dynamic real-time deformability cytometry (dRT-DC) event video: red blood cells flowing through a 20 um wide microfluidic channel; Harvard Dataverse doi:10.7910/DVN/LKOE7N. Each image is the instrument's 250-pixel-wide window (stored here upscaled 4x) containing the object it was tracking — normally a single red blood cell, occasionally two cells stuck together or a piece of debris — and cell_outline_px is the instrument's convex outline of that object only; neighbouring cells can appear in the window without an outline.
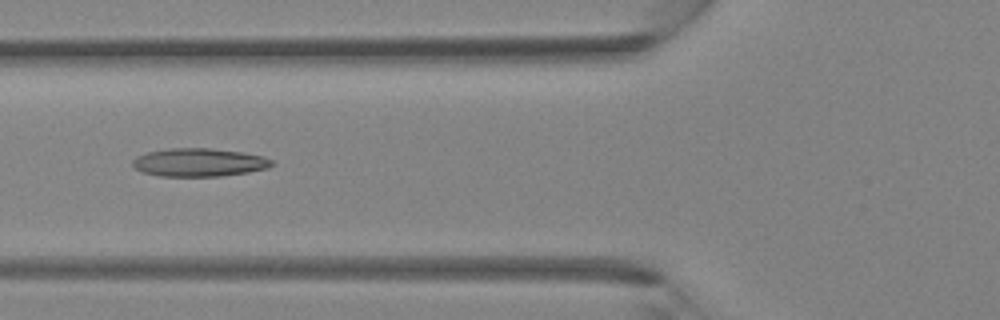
{"species": "Egyptian fruit bat (a non-hibernating species)", "species_latin": "Rousettus aegyptiacus", "temperature_condition": "room temperature", "stored_images_in_passage": 5, "camera_frame_rate_fps": 3000, "um_per_image_px": 0.085, "animal": {"sex": "female"}, "frame": {"image": 1, "passage_image": 5, "time_ms": 1.333, "image_size_px": [1000, 320], "cell_outline_px": [[276, 164], [268, 168], [248, 172], [220, 176], [160, 176], [144, 172], [136, 168], [132, 164], [132, 160], [136, 156], [148, 152], [168, 148], [208, 148], [244, 152], [264, 156], [272, 160]], "centroid_in_image_um": [16.96, 13.8], "position_along_channel_um": 108.8, "area_um2": 22.95}}